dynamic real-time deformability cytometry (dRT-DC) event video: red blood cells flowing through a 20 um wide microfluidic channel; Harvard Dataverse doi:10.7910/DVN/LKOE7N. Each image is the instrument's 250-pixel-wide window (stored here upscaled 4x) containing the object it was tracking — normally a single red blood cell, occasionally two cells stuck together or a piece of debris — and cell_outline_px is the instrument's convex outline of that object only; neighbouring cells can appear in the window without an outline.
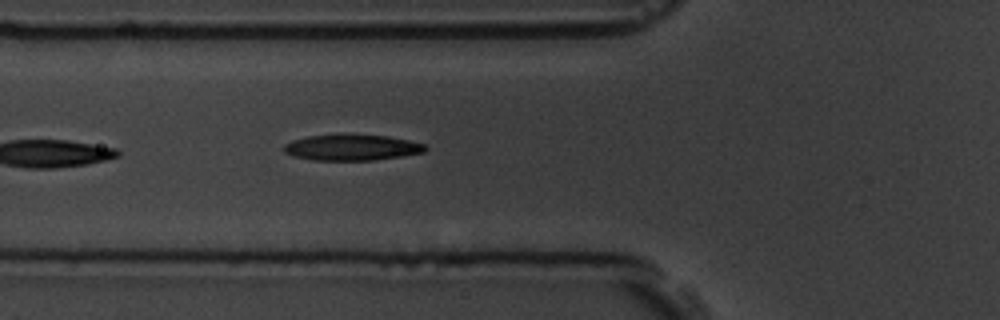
{"species": "common noctule bat (a hibernating species)", "species_latin": "Nyctalus noctula", "temperature_condition": "room temperature", "stored_images_in_passage": 5, "camera_frame_rate_fps": 3000, "um_per_image_px": 0.085, "animal": {"sex": "male", "body_mass_g": 19.5, "forearm_length_mm": 54.6}, "frame": {"image": 1, "passage_image": 5, "time_ms": 5.333, "image_size_px": [1000, 320], "cell_outline_px": [[428, 148], [424, 152], [400, 156], [372, 160], [312, 160], [292, 156], [284, 152], [284, 144], [292, 140], [308, 136], [340, 132], [344, 132], [388, 136], [408, 140], [424, 144]], "centroid_in_image_um": [29.86, 12.5], "position_along_channel_um": 95.9, "area_um2": 21.96}}